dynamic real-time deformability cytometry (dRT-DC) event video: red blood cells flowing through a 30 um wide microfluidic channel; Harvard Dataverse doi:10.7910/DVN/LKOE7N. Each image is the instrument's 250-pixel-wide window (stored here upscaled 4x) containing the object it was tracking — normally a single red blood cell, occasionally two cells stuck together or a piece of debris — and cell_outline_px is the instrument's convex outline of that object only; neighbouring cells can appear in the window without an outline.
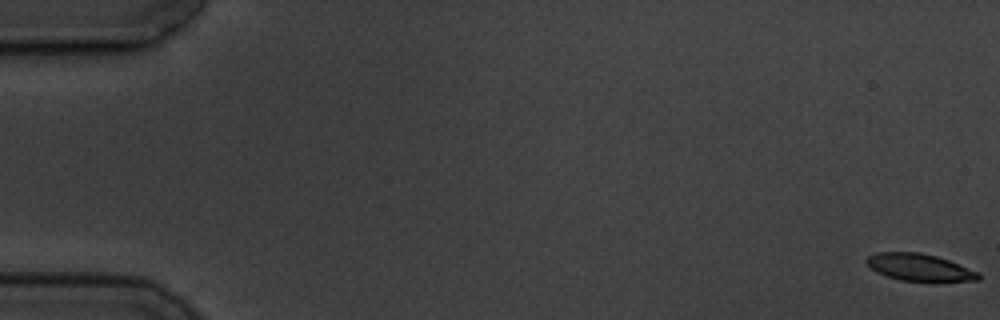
{"species": "common noctule bat (a hibernating species)", "species_latin": "Nyctalus noctula", "temperature_condition": "cold", "stored_images_in_passage": 5, "camera_frame_rate_fps": 3000, "um_per_image_px": 0.085, "animal": {"sex": "male", "body_mass_g": 19.5, "forearm_length_mm": 54.6}, "frame": {"image": 1, "passage_image": 1, "time_ms": 0.0, "image_size_px": [1000, 320], "cell_outline_px": [[980, 280], [900, 280], [876, 272], [864, 260], [868, 256], [876, 252], [920, 252], [936, 256], [948, 260], [980, 272]], "centroid_in_image_um": [78.12, 22.7], "position_along_channel_um": 6.9, "area_um2": 17.28}}
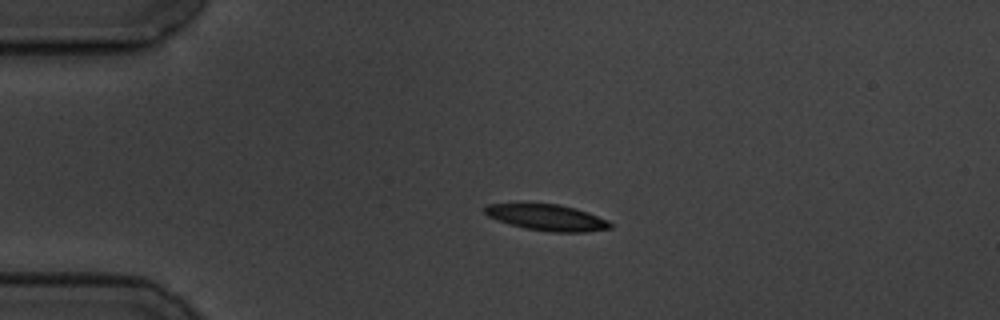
{"frame": {"image": 2, "passage_image": 4, "time_ms": 4.333, "image_size_px": [1000, 320], "cell_outline_px": [[612, 228], [588, 232], [552, 232], [524, 228], [508, 224], [488, 216], [484, 212], [484, 208], [488, 204], [560, 204], [576, 208], [588, 212], [608, 220], [612, 224]], "centroid_in_image_um": [46.53, 18.5], "position_along_channel_um": 38.5, "area_um2": 19.13}}